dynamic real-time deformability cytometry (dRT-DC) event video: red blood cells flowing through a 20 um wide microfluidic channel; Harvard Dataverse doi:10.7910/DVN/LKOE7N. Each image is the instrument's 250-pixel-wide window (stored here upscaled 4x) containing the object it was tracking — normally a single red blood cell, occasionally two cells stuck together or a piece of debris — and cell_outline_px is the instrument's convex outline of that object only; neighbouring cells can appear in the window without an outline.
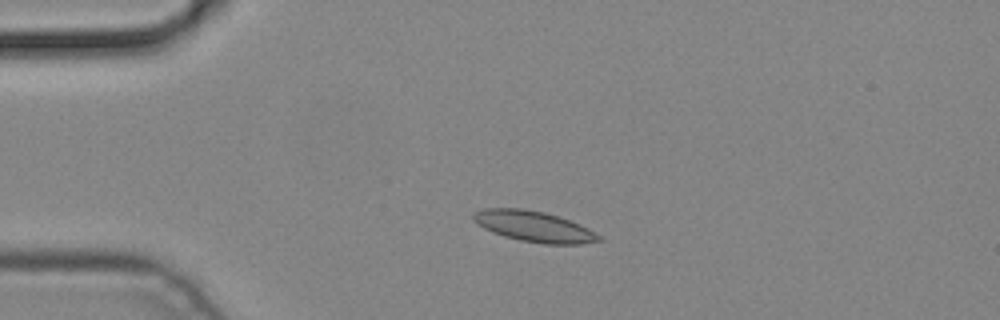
{"species": "common noctule bat (a hibernating species)", "species_latin": "Nyctalus noctula", "temperature_condition": "cold", "stored_images_in_passage": 4, "camera_frame_rate_fps": 3000, "um_per_image_px": 0.085, "animal": {"sex": "male", "body_mass_g": 19.2, "forearm_length_mm": 51.8}, "frame": {"image": 1, "passage_image": 3, "time_ms": 0.667, "image_size_px": [1000, 320], "cell_outline_px": [[604, 240], [580, 244], [544, 244], [520, 240], [504, 236], [484, 228], [476, 224], [472, 220], [472, 212], [484, 208], [520, 208], [544, 212], [580, 224], [588, 228], [600, 236]], "centroid_in_image_um": [45.35, 19.24], "position_along_channel_um": 39.6, "area_um2": 22.43}}